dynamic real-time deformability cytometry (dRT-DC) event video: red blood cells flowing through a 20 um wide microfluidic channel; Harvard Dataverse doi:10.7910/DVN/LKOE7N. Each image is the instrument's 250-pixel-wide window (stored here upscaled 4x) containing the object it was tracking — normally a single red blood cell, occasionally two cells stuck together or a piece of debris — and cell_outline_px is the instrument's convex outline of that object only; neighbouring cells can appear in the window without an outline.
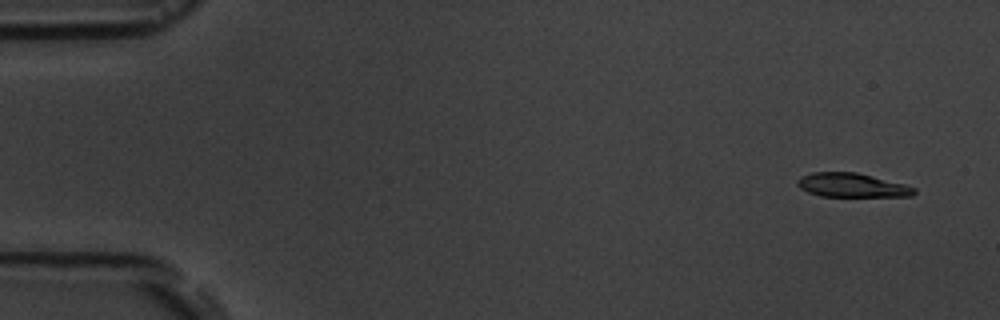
{"species": "common noctule bat (a hibernating species)", "species_latin": "Nyctalus noctula", "temperature_condition": "room temperature", "stored_images_in_passage": 6, "segment_of_instrument_passage": [1, 2], "camera_frame_rate_fps": 3000, "um_per_image_px": 0.085, "animal": {"sex": "male", "body_mass_g": 19.5, "forearm_length_mm": 54.6}, "frame": {"image": 1, "passage_image": 2, "time_ms": 1.0, "image_size_px": [1000, 320], "cell_outline_px": [[916, 192], [912, 196], [820, 196], [808, 192], [800, 188], [796, 184], [796, 180], [800, 176], [812, 172], [856, 172], [904, 184], [916, 188]], "centroid_in_image_um": [72.37, 15.74], "position_along_channel_um": 12.6, "area_um2": 16.3}}